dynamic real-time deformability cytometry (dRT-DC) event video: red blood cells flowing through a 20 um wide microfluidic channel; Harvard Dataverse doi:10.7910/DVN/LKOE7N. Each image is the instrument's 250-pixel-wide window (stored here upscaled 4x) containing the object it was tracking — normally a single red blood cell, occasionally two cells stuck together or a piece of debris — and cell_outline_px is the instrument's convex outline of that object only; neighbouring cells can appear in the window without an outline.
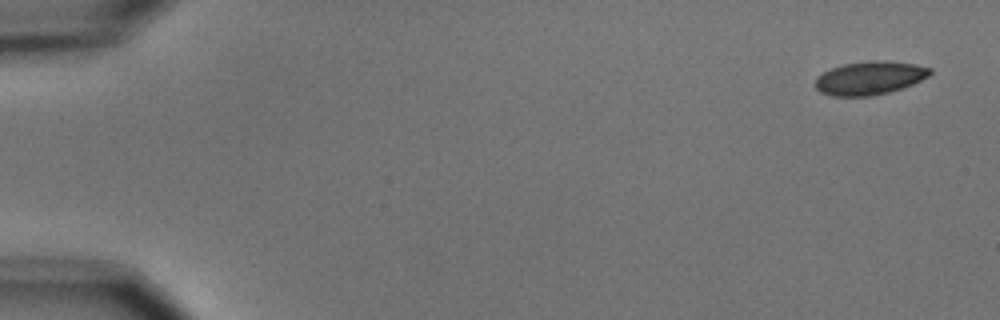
{"species": "common noctule bat (a hibernating species)", "species_latin": "Nyctalus noctula", "temperature_condition": "cold", "stored_images_in_passage": 5, "camera_frame_rate_fps": 3000, "um_per_image_px": 0.085, "animal": {"sex": "male", "body_mass_g": 15.6}, "frame": {"image": 1, "passage_image": 1, "time_ms": 0.0, "image_size_px": [1000, 320], "cell_outline_px": [[932, 72], [928, 76], [912, 84], [888, 92], [872, 96], [832, 96], [820, 92], [816, 88], [816, 76], [832, 68], [844, 64], [872, 60], [884, 60], [916, 64], [932, 68]], "centroid_in_image_um": [73.92, 6.62], "position_along_channel_um": 11.1, "area_um2": 22.25}}
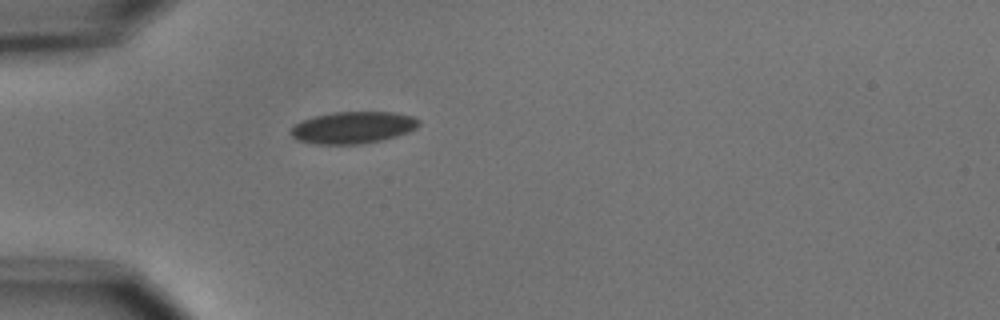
{"frame": {"image": 2, "passage_image": 5, "time_ms": 4.667, "image_size_px": [1000, 320], "cell_outline_px": [[420, 124], [416, 128], [408, 132], [396, 136], [364, 144], [312, 144], [296, 140], [288, 132], [296, 124], [304, 120], [316, 116], [332, 112], [396, 112], [412, 116], [420, 120]], "centroid_in_image_um": [30.0, 10.84], "position_along_channel_um": 55.0, "area_um2": 23.87}}